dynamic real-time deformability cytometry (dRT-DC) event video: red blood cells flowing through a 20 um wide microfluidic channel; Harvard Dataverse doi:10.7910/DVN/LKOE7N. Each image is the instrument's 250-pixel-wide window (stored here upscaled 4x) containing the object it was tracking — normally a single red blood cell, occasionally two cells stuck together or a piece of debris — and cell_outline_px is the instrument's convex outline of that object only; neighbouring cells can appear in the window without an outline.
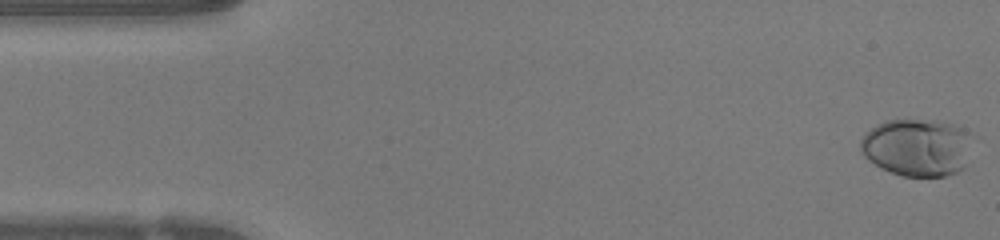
{"species": "human", "species_latin": "Homo sapiens", "temperature_condition": "warm", "stored_images_in_passage": 48, "camera_frame_rate_fps": 3000, "um_per_image_px": 0.085, "donor": {"sex": "female"}, "frame": {"image": 1, "passage_image": 1, "time_ms": 0.0, "image_size_px": [1000, 240], "cell_outline_px": [[968, 132], [964, 168], [956, 172], [944, 176], [904, 176], [892, 172], [868, 160], [860, 152], [860, 140], [864, 132], [876, 124], [884, 120], [936, 120], [952, 124], [964, 128]], "centroid_in_image_um": [77.86, 12.51], "position_along_channel_um": 7.1, "area_um2": 37.05}}
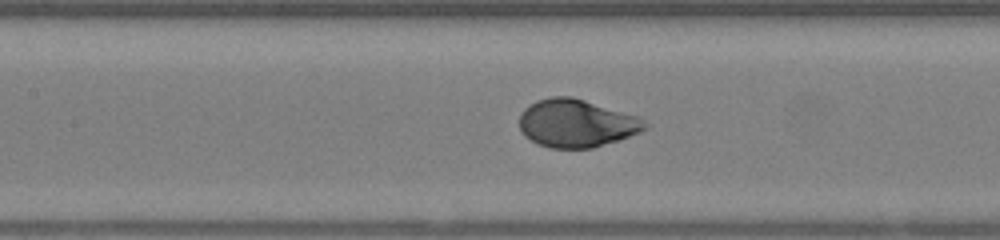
{"frame": {"image": 2, "passage_image": 21, "time_ms": 6.667, "image_size_px": [1000, 240], "cell_outline_px": [[648, 128], [640, 132], [620, 140], [592, 148], [548, 148], [524, 136], [520, 128], [520, 112], [524, 108], [536, 100], [552, 96], [572, 96], [640, 116], [648, 124]], "centroid_in_image_um": [49.02, 10.47], "position_along_channel_um": 158.4, "area_um2": 35.37}}
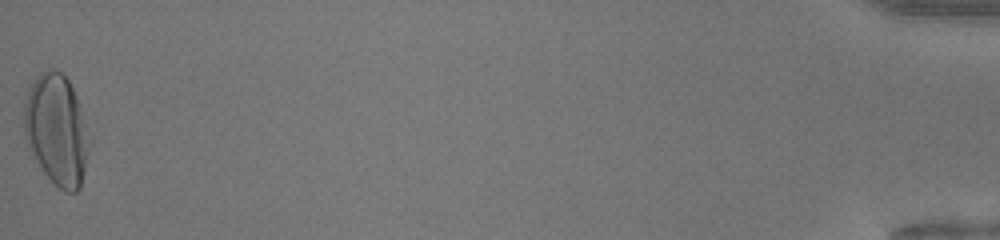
{"frame": {"image": 3, "passage_image": 48, "time_ms": 15.667, "image_size_px": [1000, 240], "cell_outline_px": [[92, 136], [80, 188], [76, 192], [64, 192], [44, 172], [36, 160], [28, 144], [24, 132], [24, 104], [28, 92], [36, 76], [40, 72], [48, 68], [52, 68], [60, 72], [68, 80], [80, 104]], "centroid_in_image_um": [4.85, 11.01], "position_along_channel_um": 430.3, "area_um2": 42.19}, "authors_computed_cell_mechanics": {"area_um2": 35.1424, "velocity_mm_per_s": 4.2285, "shape_relaxation_time_tau1_ms": 3.4276, "shape_relaxation_time_tau2_ms": null, "deformation_change_tau1": 0.2207, "deformation_change_tau2": null}}